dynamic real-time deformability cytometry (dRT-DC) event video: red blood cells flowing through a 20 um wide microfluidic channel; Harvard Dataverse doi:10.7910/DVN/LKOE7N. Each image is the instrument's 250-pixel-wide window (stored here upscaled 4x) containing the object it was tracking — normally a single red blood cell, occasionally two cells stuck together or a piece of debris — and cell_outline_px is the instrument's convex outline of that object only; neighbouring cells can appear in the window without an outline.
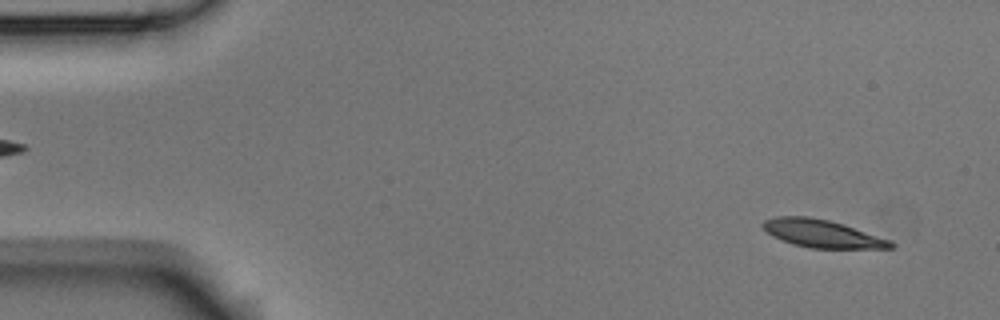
{"species": "Egyptian fruit bat (a non-hibernating species)", "species_latin": "Rousettus aegyptiacus", "temperature_condition": "room temperature", "stored_images_in_passage": 4, "segment_of_instrument_passage": [2, 2], "camera_frame_rate_fps": 3000, "um_per_image_px": 0.085, "animal": {"sex": "male"}, "frame": {"image": 1, "passage_image": 4, "time_ms": 1.0, "image_size_px": [1000, 320], "cell_outline_px": [[896, 244], [892, 248], [808, 248], [792, 244], [772, 236], [760, 224], [764, 220], [776, 216], [808, 216], [828, 220], [892, 240]], "centroid_in_image_um": [69.86, 19.86], "position_along_channel_um": 15.1, "area_um2": 20.58}}